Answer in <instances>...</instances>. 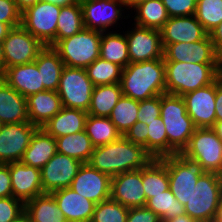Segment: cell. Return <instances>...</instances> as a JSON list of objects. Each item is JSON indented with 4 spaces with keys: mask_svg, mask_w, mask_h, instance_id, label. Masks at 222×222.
<instances>
[{
    "mask_svg": "<svg viewBox=\"0 0 222 222\" xmlns=\"http://www.w3.org/2000/svg\"><path fill=\"white\" fill-rule=\"evenodd\" d=\"M8 164L13 197L25 203L43 194L40 169L21 162H10Z\"/></svg>",
    "mask_w": 222,
    "mask_h": 222,
    "instance_id": "obj_20",
    "label": "cell"
},
{
    "mask_svg": "<svg viewBox=\"0 0 222 222\" xmlns=\"http://www.w3.org/2000/svg\"><path fill=\"white\" fill-rule=\"evenodd\" d=\"M4 71L15 65L33 62L45 47L36 37L22 26L12 28L2 41Z\"/></svg>",
    "mask_w": 222,
    "mask_h": 222,
    "instance_id": "obj_11",
    "label": "cell"
},
{
    "mask_svg": "<svg viewBox=\"0 0 222 222\" xmlns=\"http://www.w3.org/2000/svg\"><path fill=\"white\" fill-rule=\"evenodd\" d=\"M219 76L222 77V53L219 55Z\"/></svg>",
    "mask_w": 222,
    "mask_h": 222,
    "instance_id": "obj_61",
    "label": "cell"
},
{
    "mask_svg": "<svg viewBox=\"0 0 222 222\" xmlns=\"http://www.w3.org/2000/svg\"><path fill=\"white\" fill-rule=\"evenodd\" d=\"M57 153L56 138L37 128L20 162L40 169Z\"/></svg>",
    "mask_w": 222,
    "mask_h": 222,
    "instance_id": "obj_26",
    "label": "cell"
},
{
    "mask_svg": "<svg viewBox=\"0 0 222 222\" xmlns=\"http://www.w3.org/2000/svg\"><path fill=\"white\" fill-rule=\"evenodd\" d=\"M126 222H162L161 218L146 207L129 208Z\"/></svg>",
    "mask_w": 222,
    "mask_h": 222,
    "instance_id": "obj_48",
    "label": "cell"
},
{
    "mask_svg": "<svg viewBox=\"0 0 222 222\" xmlns=\"http://www.w3.org/2000/svg\"><path fill=\"white\" fill-rule=\"evenodd\" d=\"M100 58L125 68L130 63L126 35L101 32Z\"/></svg>",
    "mask_w": 222,
    "mask_h": 222,
    "instance_id": "obj_31",
    "label": "cell"
},
{
    "mask_svg": "<svg viewBox=\"0 0 222 222\" xmlns=\"http://www.w3.org/2000/svg\"><path fill=\"white\" fill-rule=\"evenodd\" d=\"M142 183L146 201L154 195L169 189L166 164L161 159H152L142 168Z\"/></svg>",
    "mask_w": 222,
    "mask_h": 222,
    "instance_id": "obj_32",
    "label": "cell"
},
{
    "mask_svg": "<svg viewBox=\"0 0 222 222\" xmlns=\"http://www.w3.org/2000/svg\"><path fill=\"white\" fill-rule=\"evenodd\" d=\"M166 93L183 96L205 87L219 77V64L164 61Z\"/></svg>",
    "mask_w": 222,
    "mask_h": 222,
    "instance_id": "obj_3",
    "label": "cell"
},
{
    "mask_svg": "<svg viewBox=\"0 0 222 222\" xmlns=\"http://www.w3.org/2000/svg\"><path fill=\"white\" fill-rule=\"evenodd\" d=\"M162 45L164 48V61L219 64V55L209 34L198 42H179Z\"/></svg>",
    "mask_w": 222,
    "mask_h": 222,
    "instance_id": "obj_14",
    "label": "cell"
},
{
    "mask_svg": "<svg viewBox=\"0 0 222 222\" xmlns=\"http://www.w3.org/2000/svg\"><path fill=\"white\" fill-rule=\"evenodd\" d=\"M82 164L75 158L56 153L40 170L43 193L70 187Z\"/></svg>",
    "mask_w": 222,
    "mask_h": 222,
    "instance_id": "obj_16",
    "label": "cell"
},
{
    "mask_svg": "<svg viewBox=\"0 0 222 222\" xmlns=\"http://www.w3.org/2000/svg\"><path fill=\"white\" fill-rule=\"evenodd\" d=\"M4 73V53H3V44L0 42V77Z\"/></svg>",
    "mask_w": 222,
    "mask_h": 222,
    "instance_id": "obj_58",
    "label": "cell"
},
{
    "mask_svg": "<svg viewBox=\"0 0 222 222\" xmlns=\"http://www.w3.org/2000/svg\"><path fill=\"white\" fill-rule=\"evenodd\" d=\"M161 115V95L139 101L137 121L146 123L154 121Z\"/></svg>",
    "mask_w": 222,
    "mask_h": 222,
    "instance_id": "obj_43",
    "label": "cell"
},
{
    "mask_svg": "<svg viewBox=\"0 0 222 222\" xmlns=\"http://www.w3.org/2000/svg\"><path fill=\"white\" fill-rule=\"evenodd\" d=\"M61 7L39 1L21 14V26L45 46L56 44V29Z\"/></svg>",
    "mask_w": 222,
    "mask_h": 222,
    "instance_id": "obj_10",
    "label": "cell"
},
{
    "mask_svg": "<svg viewBox=\"0 0 222 222\" xmlns=\"http://www.w3.org/2000/svg\"><path fill=\"white\" fill-rule=\"evenodd\" d=\"M211 128L222 142V121H215L214 125Z\"/></svg>",
    "mask_w": 222,
    "mask_h": 222,
    "instance_id": "obj_57",
    "label": "cell"
},
{
    "mask_svg": "<svg viewBox=\"0 0 222 222\" xmlns=\"http://www.w3.org/2000/svg\"><path fill=\"white\" fill-rule=\"evenodd\" d=\"M110 199L127 208L145 207L142 169L118 174L111 178Z\"/></svg>",
    "mask_w": 222,
    "mask_h": 222,
    "instance_id": "obj_19",
    "label": "cell"
},
{
    "mask_svg": "<svg viewBox=\"0 0 222 222\" xmlns=\"http://www.w3.org/2000/svg\"><path fill=\"white\" fill-rule=\"evenodd\" d=\"M56 143L57 153L75 158L81 163H87L94 150V146L85 130L58 137Z\"/></svg>",
    "mask_w": 222,
    "mask_h": 222,
    "instance_id": "obj_33",
    "label": "cell"
},
{
    "mask_svg": "<svg viewBox=\"0 0 222 222\" xmlns=\"http://www.w3.org/2000/svg\"><path fill=\"white\" fill-rule=\"evenodd\" d=\"M84 28L83 11L80 1L61 7L56 29V43L77 34Z\"/></svg>",
    "mask_w": 222,
    "mask_h": 222,
    "instance_id": "obj_36",
    "label": "cell"
},
{
    "mask_svg": "<svg viewBox=\"0 0 222 222\" xmlns=\"http://www.w3.org/2000/svg\"><path fill=\"white\" fill-rule=\"evenodd\" d=\"M160 31L162 44L198 42L208 35L195 15L169 17Z\"/></svg>",
    "mask_w": 222,
    "mask_h": 222,
    "instance_id": "obj_21",
    "label": "cell"
},
{
    "mask_svg": "<svg viewBox=\"0 0 222 222\" xmlns=\"http://www.w3.org/2000/svg\"><path fill=\"white\" fill-rule=\"evenodd\" d=\"M34 61L41 72V82L44 89L57 91L65 67L58 52L51 46H45Z\"/></svg>",
    "mask_w": 222,
    "mask_h": 222,
    "instance_id": "obj_28",
    "label": "cell"
},
{
    "mask_svg": "<svg viewBox=\"0 0 222 222\" xmlns=\"http://www.w3.org/2000/svg\"><path fill=\"white\" fill-rule=\"evenodd\" d=\"M167 166L169 188L175 198L185 205L198 178L205 172L198 161L181 152L160 158Z\"/></svg>",
    "mask_w": 222,
    "mask_h": 222,
    "instance_id": "obj_7",
    "label": "cell"
},
{
    "mask_svg": "<svg viewBox=\"0 0 222 222\" xmlns=\"http://www.w3.org/2000/svg\"><path fill=\"white\" fill-rule=\"evenodd\" d=\"M148 153L154 159L168 156L166 127L161 116L148 123Z\"/></svg>",
    "mask_w": 222,
    "mask_h": 222,
    "instance_id": "obj_41",
    "label": "cell"
},
{
    "mask_svg": "<svg viewBox=\"0 0 222 222\" xmlns=\"http://www.w3.org/2000/svg\"><path fill=\"white\" fill-rule=\"evenodd\" d=\"M145 207L158 215L162 222L185 214L184 205L175 198L170 188L149 198Z\"/></svg>",
    "mask_w": 222,
    "mask_h": 222,
    "instance_id": "obj_38",
    "label": "cell"
},
{
    "mask_svg": "<svg viewBox=\"0 0 222 222\" xmlns=\"http://www.w3.org/2000/svg\"><path fill=\"white\" fill-rule=\"evenodd\" d=\"M29 122L26 97L0 77V125Z\"/></svg>",
    "mask_w": 222,
    "mask_h": 222,
    "instance_id": "obj_25",
    "label": "cell"
},
{
    "mask_svg": "<svg viewBox=\"0 0 222 222\" xmlns=\"http://www.w3.org/2000/svg\"><path fill=\"white\" fill-rule=\"evenodd\" d=\"M93 89L84 68L64 67L57 89L62 107L88 112Z\"/></svg>",
    "mask_w": 222,
    "mask_h": 222,
    "instance_id": "obj_9",
    "label": "cell"
},
{
    "mask_svg": "<svg viewBox=\"0 0 222 222\" xmlns=\"http://www.w3.org/2000/svg\"><path fill=\"white\" fill-rule=\"evenodd\" d=\"M148 125L137 121L124 135V137L134 144L141 145L148 152Z\"/></svg>",
    "mask_w": 222,
    "mask_h": 222,
    "instance_id": "obj_47",
    "label": "cell"
},
{
    "mask_svg": "<svg viewBox=\"0 0 222 222\" xmlns=\"http://www.w3.org/2000/svg\"><path fill=\"white\" fill-rule=\"evenodd\" d=\"M1 77L10 87L26 98L29 95L45 91L41 82V72H39L35 61L9 67Z\"/></svg>",
    "mask_w": 222,
    "mask_h": 222,
    "instance_id": "obj_23",
    "label": "cell"
},
{
    "mask_svg": "<svg viewBox=\"0 0 222 222\" xmlns=\"http://www.w3.org/2000/svg\"><path fill=\"white\" fill-rule=\"evenodd\" d=\"M152 159L143 146L122 136L117 141L94 147L87 163L112 178L124 172L142 169Z\"/></svg>",
    "mask_w": 222,
    "mask_h": 222,
    "instance_id": "obj_1",
    "label": "cell"
},
{
    "mask_svg": "<svg viewBox=\"0 0 222 222\" xmlns=\"http://www.w3.org/2000/svg\"><path fill=\"white\" fill-rule=\"evenodd\" d=\"M70 187L86 199L98 204L110 199L111 177L88 163H83Z\"/></svg>",
    "mask_w": 222,
    "mask_h": 222,
    "instance_id": "obj_18",
    "label": "cell"
},
{
    "mask_svg": "<svg viewBox=\"0 0 222 222\" xmlns=\"http://www.w3.org/2000/svg\"><path fill=\"white\" fill-rule=\"evenodd\" d=\"M160 116L166 127L168 156L182 152L196 129L187 113L183 97L167 93L162 94Z\"/></svg>",
    "mask_w": 222,
    "mask_h": 222,
    "instance_id": "obj_4",
    "label": "cell"
},
{
    "mask_svg": "<svg viewBox=\"0 0 222 222\" xmlns=\"http://www.w3.org/2000/svg\"><path fill=\"white\" fill-rule=\"evenodd\" d=\"M41 0H14L16 3L18 9L23 12L26 10L28 7L35 5Z\"/></svg>",
    "mask_w": 222,
    "mask_h": 222,
    "instance_id": "obj_52",
    "label": "cell"
},
{
    "mask_svg": "<svg viewBox=\"0 0 222 222\" xmlns=\"http://www.w3.org/2000/svg\"><path fill=\"white\" fill-rule=\"evenodd\" d=\"M215 109L216 121H222V77L220 76L216 79Z\"/></svg>",
    "mask_w": 222,
    "mask_h": 222,
    "instance_id": "obj_50",
    "label": "cell"
},
{
    "mask_svg": "<svg viewBox=\"0 0 222 222\" xmlns=\"http://www.w3.org/2000/svg\"><path fill=\"white\" fill-rule=\"evenodd\" d=\"M218 55L222 53V22L209 34Z\"/></svg>",
    "mask_w": 222,
    "mask_h": 222,
    "instance_id": "obj_51",
    "label": "cell"
},
{
    "mask_svg": "<svg viewBox=\"0 0 222 222\" xmlns=\"http://www.w3.org/2000/svg\"><path fill=\"white\" fill-rule=\"evenodd\" d=\"M122 69L118 64L103 60L100 57L85 68L94 86L120 83Z\"/></svg>",
    "mask_w": 222,
    "mask_h": 222,
    "instance_id": "obj_39",
    "label": "cell"
},
{
    "mask_svg": "<svg viewBox=\"0 0 222 222\" xmlns=\"http://www.w3.org/2000/svg\"><path fill=\"white\" fill-rule=\"evenodd\" d=\"M130 63L163 58L161 31L134 24V29L125 31Z\"/></svg>",
    "mask_w": 222,
    "mask_h": 222,
    "instance_id": "obj_13",
    "label": "cell"
},
{
    "mask_svg": "<svg viewBox=\"0 0 222 222\" xmlns=\"http://www.w3.org/2000/svg\"><path fill=\"white\" fill-rule=\"evenodd\" d=\"M37 128L30 122L0 125V163L20 162Z\"/></svg>",
    "mask_w": 222,
    "mask_h": 222,
    "instance_id": "obj_12",
    "label": "cell"
},
{
    "mask_svg": "<svg viewBox=\"0 0 222 222\" xmlns=\"http://www.w3.org/2000/svg\"><path fill=\"white\" fill-rule=\"evenodd\" d=\"M84 130L94 147L106 145L122 137L109 117L87 115Z\"/></svg>",
    "mask_w": 222,
    "mask_h": 222,
    "instance_id": "obj_34",
    "label": "cell"
},
{
    "mask_svg": "<svg viewBox=\"0 0 222 222\" xmlns=\"http://www.w3.org/2000/svg\"><path fill=\"white\" fill-rule=\"evenodd\" d=\"M145 1H148V0H124V2H125V8L124 9L128 10L130 8L131 9L135 8L136 6H138L141 3H144Z\"/></svg>",
    "mask_w": 222,
    "mask_h": 222,
    "instance_id": "obj_56",
    "label": "cell"
},
{
    "mask_svg": "<svg viewBox=\"0 0 222 222\" xmlns=\"http://www.w3.org/2000/svg\"><path fill=\"white\" fill-rule=\"evenodd\" d=\"M135 25L161 30L169 19L167 10L161 0H148L134 8Z\"/></svg>",
    "mask_w": 222,
    "mask_h": 222,
    "instance_id": "obj_35",
    "label": "cell"
},
{
    "mask_svg": "<svg viewBox=\"0 0 222 222\" xmlns=\"http://www.w3.org/2000/svg\"><path fill=\"white\" fill-rule=\"evenodd\" d=\"M120 85L124 96L137 101L165 94L164 58L129 63L122 69Z\"/></svg>",
    "mask_w": 222,
    "mask_h": 222,
    "instance_id": "obj_2",
    "label": "cell"
},
{
    "mask_svg": "<svg viewBox=\"0 0 222 222\" xmlns=\"http://www.w3.org/2000/svg\"><path fill=\"white\" fill-rule=\"evenodd\" d=\"M222 199V175L204 172L184 205L185 214L197 222H213Z\"/></svg>",
    "mask_w": 222,
    "mask_h": 222,
    "instance_id": "obj_5",
    "label": "cell"
},
{
    "mask_svg": "<svg viewBox=\"0 0 222 222\" xmlns=\"http://www.w3.org/2000/svg\"><path fill=\"white\" fill-rule=\"evenodd\" d=\"M88 113L73 108L62 107L43 127L54 138L72 135L84 130Z\"/></svg>",
    "mask_w": 222,
    "mask_h": 222,
    "instance_id": "obj_27",
    "label": "cell"
},
{
    "mask_svg": "<svg viewBox=\"0 0 222 222\" xmlns=\"http://www.w3.org/2000/svg\"><path fill=\"white\" fill-rule=\"evenodd\" d=\"M169 17L192 16L196 12L197 0H161Z\"/></svg>",
    "mask_w": 222,
    "mask_h": 222,
    "instance_id": "obj_46",
    "label": "cell"
},
{
    "mask_svg": "<svg viewBox=\"0 0 222 222\" xmlns=\"http://www.w3.org/2000/svg\"><path fill=\"white\" fill-rule=\"evenodd\" d=\"M41 1L55 4L56 6H59V7H66V6H70L74 3H77L80 0H41Z\"/></svg>",
    "mask_w": 222,
    "mask_h": 222,
    "instance_id": "obj_53",
    "label": "cell"
},
{
    "mask_svg": "<svg viewBox=\"0 0 222 222\" xmlns=\"http://www.w3.org/2000/svg\"><path fill=\"white\" fill-rule=\"evenodd\" d=\"M101 32L83 28L71 37L59 40L53 48L67 67L87 68L100 57Z\"/></svg>",
    "mask_w": 222,
    "mask_h": 222,
    "instance_id": "obj_6",
    "label": "cell"
},
{
    "mask_svg": "<svg viewBox=\"0 0 222 222\" xmlns=\"http://www.w3.org/2000/svg\"><path fill=\"white\" fill-rule=\"evenodd\" d=\"M10 30L11 28L7 24L0 22V42L4 40Z\"/></svg>",
    "mask_w": 222,
    "mask_h": 222,
    "instance_id": "obj_55",
    "label": "cell"
},
{
    "mask_svg": "<svg viewBox=\"0 0 222 222\" xmlns=\"http://www.w3.org/2000/svg\"><path fill=\"white\" fill-rule=\"evenodd\" d=\"M80 3L84 27L90 30L107 32L109 26L123 18L124 0H80Z\"/></svg>",
    "mask_w": 222,
    "mask_h": 222,
    "instance_id": "obj_15",
    "label": "cell"
},
{
    "mask_svg": "<svg viewBox=\"0 0 222 222\" xmlns=\"http://www.w3.org/2000/svg\"><path fill=\"white\" fill-rule=\"evenodd\" d=\"M25 211V203L13 196L0 198V222H10Z\"/></svg>",
    "mask_w": 222,
    "mask_h": 222,
    "instance_id": "obj_44",
    "label": "cell"
},
{
    "mask_svg": "<svg viewBox=\"0 0 222 222\" xmlns=\"http://www.w3.org/2000/svg\"><path fill=\"white\" fill-rule=\"evenodd\" d=\"M25 212L32 222H68L51 193H43L25 202Z\"/></svg>",
    "mask_w": 222,
    "mask_h": 222,
    "instance_id": "obj_29",
    "label": "cell"
},
{
    "mask_svg": "<svg viewBox=\"0 0 222 222\" xmlns=\"http://www.w3.org/2000/svg\"><path fill=\"white\" fill-rule=\"evenodd\" d=\"M10 222H29V216L28 214L24 211L22 214H20L17 218Z\"/></svg>",
    "mask_w": 222,
    "mask_h": 222,
    "instance_id": "obj_59",
    "label": "cell"
},
{
    "mask_svg": "<svg viewBox=\"0 0 222 222\" xmlns=\"http://www.w3.org/2000/svg\"><path fill=\"white\" fill-rule=\"evenodd\" d=\"M29 122L42 128L62 108L61 99L57 91L45 90L27 98Z\"/></svg>",
    "mask_w": 222,
    "mask_h": 222,
    "instance_id": "obj_24",
    "label": "cell"
},
{
    "mask_svg": "<svg viewBox=\"0 0 222 222\" xmlns=\"http://www.w3.org/2000/svg\"><path fill=\"white\" fill-rule=\"evenodd\" d=\"M139 101L122 95L109 115L122 136L137 122Z\"/></svg>",
    "mask_w": 222,
    "mask_h": 222,
    "instance_id": "obj_37",
    "label": "cell"
},
{
    "mask_svg": "<svg viewBox=\"0 0 222 222\" xmlns=\"http://www.w3.org/2000/svg\"><path fill=\"white\" fill-rule=\"evenodd\" d=\"M11 196L13 195L9 164L0 163V198Z\"/></svg>",
    "mask_w": 222,
    "mask_h": 222,
    "instance_id": "obj_49",
    "label": "cell"
},
{
    "mask_svg": "<svg viewBox=\"0 0 222 222\" xmlns=\"http://www.w3.org/2000/svg\"><path fill=\"white\" fill-rule=\"evenodd\" d=\"M122 95L120 83L94 86L88 115L109 117Z\"/></svg>",
    "mask_w": 222,
    "mask_h": 222,
    "instance_id": "obj_30",
    "label": "cell"
},
{
    "mask_svg": "<svg viewBox=\"0 0 222 222\" xmlns=\"http://www.w3.org/2000/svg\"><path fill=\"white\" fill-rule=\"evenodd\" d=\"M195 17L210 34L222 22V0H197Z\"/></svg>",
    "mask_w": 222,
    "mask_h": 222,
    "instance_id": "obj_40",
    "label": "cell"
},
{
    "mask_svg": "<svg viewBox=\"0 0 222 222\" xmlns=\"http://www.w3.org/2000/svg\"><path fill=\"white\" fill-rule=\"evenodd\" d=\"M51 194L68 222H91L96 205L93 201L71 187L55 190Z\"/></svg>",
    "mask_w": 222,
    "mask_h": 222,
    "instance_id": "obj_22",
    "label": "cell"
},
{
    "mask_svg": "<svg viewBox=\"0 0 222 222\" xmlns=\"http://www.w3.org/2000/svg\"><path fill=\"white\" fill-rule=\"evenodd\" d=\"M21 14L14 0H0V22L11 29L21 26Z\"/></svg>",
    "mask_w": 222,
    "mask_h": 222,
    "instance_id": "obj_45",
    "label": "cell"
},
{
    "mask_svg": "<svg viewBox=\"0 0 222 222\" xmlns=\"http://www.w3.org/2000/svg\"><path fill=\"white\" fill-rule=\"evenodd\" d=\"M166 222H197L195 219H192L187 214L175 216L172 219L167 220Z\"/></svg>",
    "mask_w": 222,
    "mask_h": 222,
    "instance_id": "obj_54",
    "label": "cell"
},
{
    "mask_svg": "<svg viewBox=\"0 0 222 222\" xmlns=\"http://www.w3.org/2000/svg\"><path fill=\"white\" fill-rule=\"evenodd\" d=\"M188 115L196 128H211L216 121V80L205 87L185 93Z\"/></svg>",
    "mask_w": 222,
    "mask_h": 222,
    "instance_id": "obj_17",
    "label": "cell"
},
{
    "mask_svg": "<svg viewBox=\"0 0 222 222\" xmlns=\"http://www.w3.org/2000/svg\"><path fill=\"white\" fill-rule=\"evenodd\" d=\"M213 222H222V199L220 201L217 213Z\"/></svg>",
    "mask_w": 222,
    "mask_h": 222,
    "instance_id": "obj_60",
    "label": "cell"
},
{
    "mask_svg": "<svg viewBox=\"0 0 222 222\" xmlns=\"http://www.w3.org/2000/svg\"><path fill=\"white\" fill-rule=\"evenodd\" d=\"M181 153L198 161L205 172L222 175V142L212 128H196Z\"/></svg>",
    "mask_w": 222,
    "mask_h": 222,
    "instance_id": "obj_8",
    "label": "cell"
},
{
    "mask_svg": "<svg viewBox=\"0 0 222 222\" xmlns=\"http://www.w3.org/2000/svg\"><path fill=\"white\" fill-rule=\"evenodd\" d=\"M129 208L108 199L95 205L91 222H126Z\"/></svg>",
    "mask_w": 222,
    "mask_h": 222,
    "instance_id": "obj_42",
    "label": "cell"
}]
</instances>
